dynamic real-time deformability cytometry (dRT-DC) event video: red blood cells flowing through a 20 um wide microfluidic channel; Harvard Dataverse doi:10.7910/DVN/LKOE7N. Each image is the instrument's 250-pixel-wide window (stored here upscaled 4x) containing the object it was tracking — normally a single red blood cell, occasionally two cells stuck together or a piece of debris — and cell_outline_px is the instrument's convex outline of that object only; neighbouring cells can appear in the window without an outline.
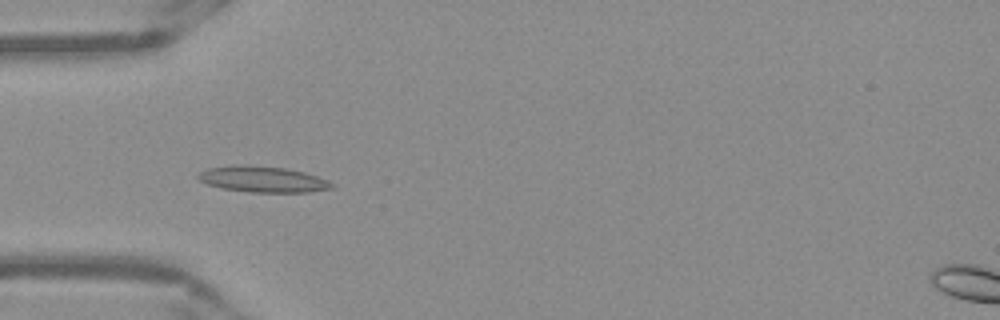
{"species": "Egyptian fruit bat (a non-hibernating species)", "species_latin": "Rousettus aegyptiacus", "temperature_condition": "warm", "stored_images_in_passage": 51, "camera_frame_rate_fps": 3000, "um_per_image_px": 0.085, "frame": {"image": 1, "passage_image": 15, "time_ms": 4.667, "image_size_px": [1000, 320], "cell_outline_px": [[332, 188], [308, 192], [252, 192], [220, 188], [208, 184], [200, 180], [196, 176], [200, 172], [208, 168], [236, 164], [284, 168], [304, 172], [328, 180], [332, 184]], "centroid_in_image_um": [22.3, 15.23], "position_along_channel_um": 62.7, "area_um2": 20.0}}
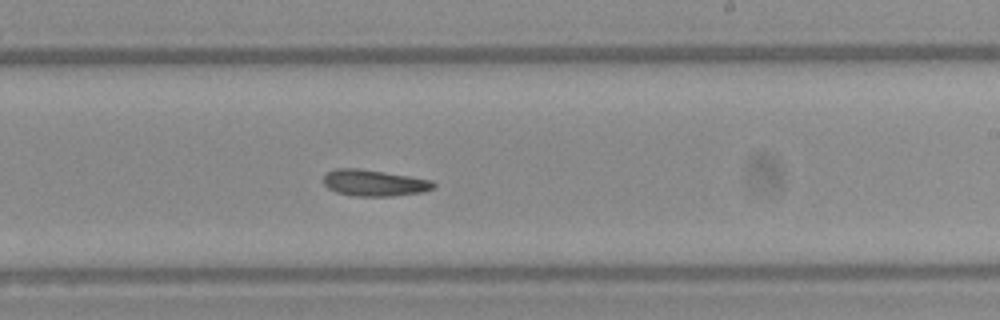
{"frame": {"image": 2, "passage_image": 30, "time_ms": 9.667, "image_size_px": [1000, 320], "cell_outline_px": [[436, 184], [432, 188], [424, 192], [392, 196], [352, 196], [336, 192], [328, 188], [324, 184], [324, 176], [328, 172], [336, 168], [356, 168], [384, 172], [432, 180]], "centroid_in_image_um": [31.8, 15.55], "position_along_channel_um": 257.2, "area_um2": 16.82}}
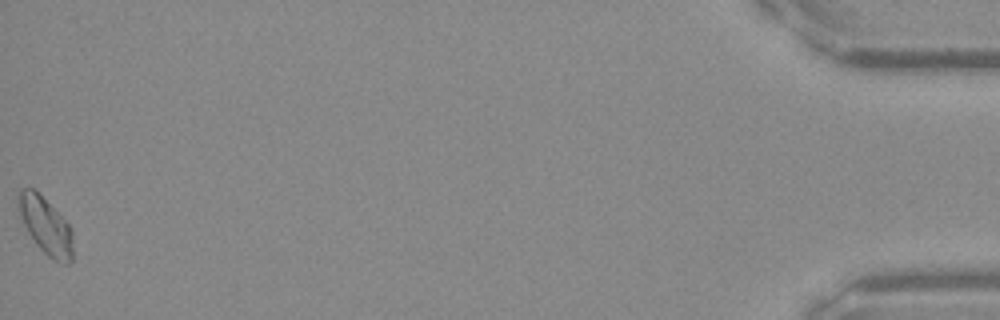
{"frame": {"image": 3, "passage_image": 51, "time_ms": 16.667, "image_size_px": [1000, 320], "cell_outline_px": [[72, 260], [68, 264], [60, 264], [52, 260], [36, 244], [28, 232], [20, 216], [16, 204], [16, 196], [20, 188], [32, 188], [72, 228]], "centroid_in_image_um": [3.85, 19.22], "position_along_channel_um": 431.3, "area_um2": 17.92}}